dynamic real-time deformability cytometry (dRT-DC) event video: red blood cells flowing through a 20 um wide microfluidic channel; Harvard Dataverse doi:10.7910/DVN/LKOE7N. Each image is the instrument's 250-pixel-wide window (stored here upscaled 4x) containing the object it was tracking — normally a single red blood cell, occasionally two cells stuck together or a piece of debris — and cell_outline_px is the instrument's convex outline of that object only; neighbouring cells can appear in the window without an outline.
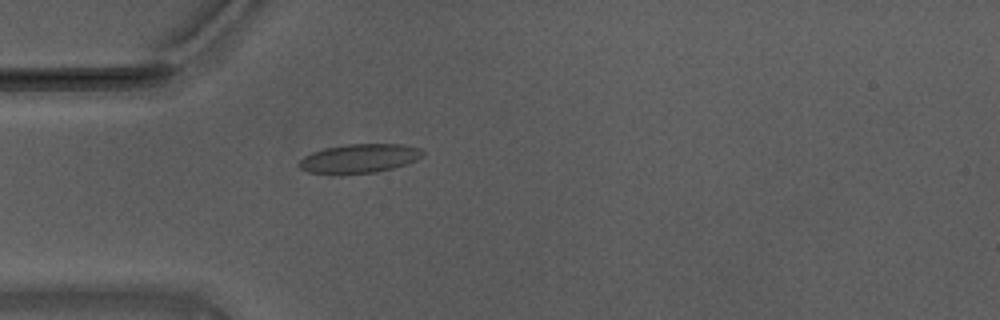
{"species": "Egyptian fruit bat (a non-hibernating species)", "species_latin": "Rousettus aegyptiacus", "temperature_condition": "warm", "stored_images_in_passage": 46, "camera_frame_rate_fps": 3000, "um_per_image_px": 0.085, "animal": {"sex": "male"}, "frame": {"image": 1, "passage_image": 7, "time_ms": 2.0, "image_size_px": [1000, 320], "cell_outline_px": [[424, 152], [416, 160], [392, 168], [376, 172], [308, 172], [300, 168], [300, 160], [304, 156], [312, 152], [324, 148], [348, 144], [400, 144], [420, 148]], "centroid_in_image_um": [30.56, 13.43], "position_along_channel_um": 54.4, "area_um2": 20.11}}
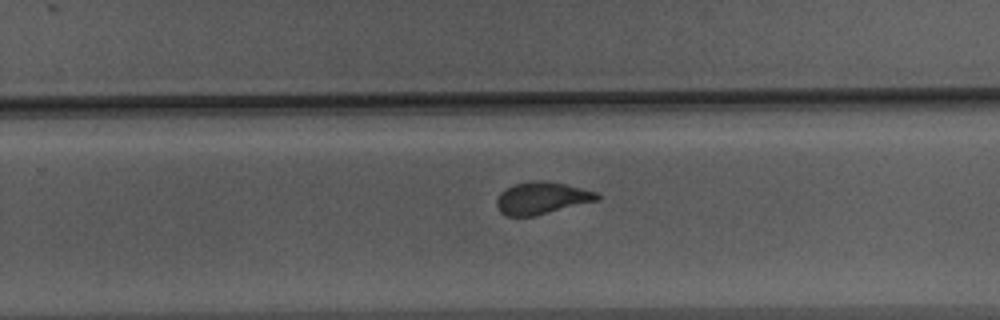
{"frame": {"image": 2, "passage_image": 26, "time_ms": 8.333, "image_size_px": [1000, 320], "cell_outline_px": [[600, 200], [536, 216], [508, 216], [500, 212], [496, 204], [496, 200], [500, 192], [516, 184], [536, 180], [564, 184], [596, 192], [600, 196]], "centroid_in_image_um": [46.06, 16.86], "position_along_channel_um": 283.7, "area_um2": 18.67}}
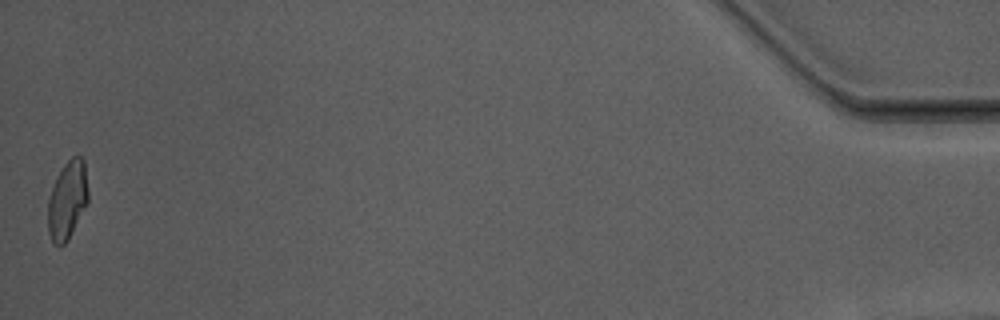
{"frame": {"image": 3, "passage_image": 46, "time_ms": 15.0, "image_size_px": [1000, 320], "cell_outline_px": [[88, 200], [68, 240], [60, 248], [52, 244], [48, 232], [48, 200], [52, 188], [64, 164], [72, 156], [80, 156], [84, 160], [88, 192]], "centroid_in_image_um": [5.71, 17.05], "position_along_channel_um": 429.5, "area_um2": 18.21}, "authors_computed_cell_mechanics": {"area_um2": 18.9295, "velocity_mm_per_s": 3.7157, "shape_relaxation_time_tau1_ms": 5.969, "shape_relaxation_time_tau2_ms": 0.8442, "deformation_change_tau1": 0.1881, "deformation_change_tau2": 0.065}}